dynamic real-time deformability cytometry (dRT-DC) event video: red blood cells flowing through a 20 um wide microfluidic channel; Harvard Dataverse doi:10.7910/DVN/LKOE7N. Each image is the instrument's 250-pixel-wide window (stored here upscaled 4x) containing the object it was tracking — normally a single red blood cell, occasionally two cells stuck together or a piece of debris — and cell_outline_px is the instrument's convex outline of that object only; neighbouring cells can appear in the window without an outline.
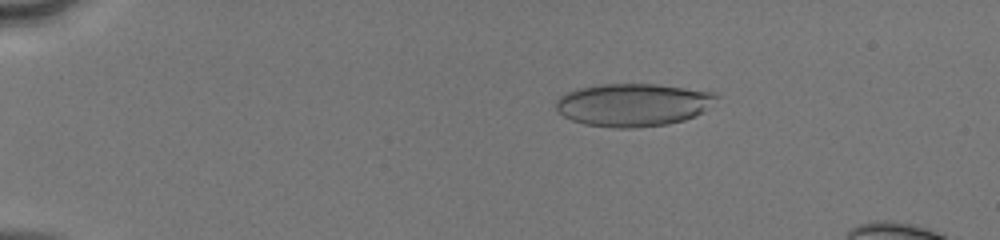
{"species": "human", "species_latin": "Homo sapiens", "temperature_condition": "cold", "stored_images_in_passage": 52, "camera_frame_rate_fps": 3000, "um_per_image_px": 0.085, "donor": {"sex": "male"}, "frame": {"image": 1, "passage_image": 11, "time_ms": 3.333, "image_size_px": [1000, 240], "cell_outline_px": [[720, 96], [704, 112], [696, 116], [684, 120], [668, 124], [632, 128], [612, 128], [584, 124], [572, 120], [564, 116], [556, 108], [556, 100], [560, 96], [568, 92], [580, 88], [604, 84], [656, 84], [712, 92]], "centroid_in_image_um": [53.84, 8.92], "position_along_channel_um": 31.2, "area_um2": 40.0}}
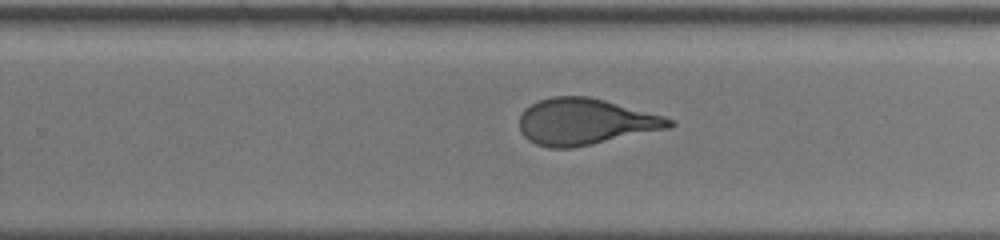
{"frame": {"image": 2, "passage_image": 35, "time_ms": 11.333, "image_size_px": [1000, 240], "cell_outline_px": [[676, 124], [672, 128], [572, 148], [548, 148], [536, 144], [528, 140], [520, 132], [520, 116], [524, 108], [540, 100], [552, 96], [588, 96], [604, 100], [664, 116], [676, 120]], "centroid_in_image_um": [49.76, 10.35], "position_along_channel_um": 280.0, "area_um2": 40.63}}
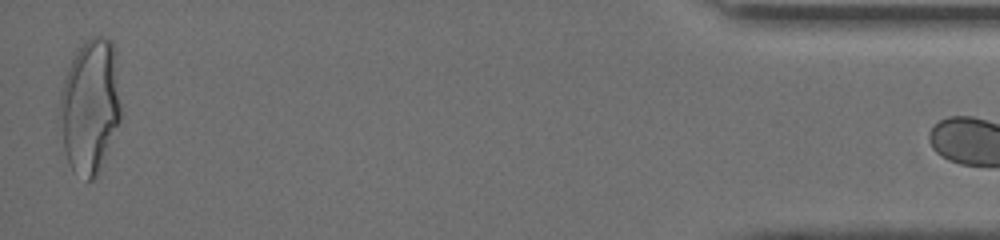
{"frame": {"image": 3, "passage_image": 51, "time_ms": 16.667, "image_size_px": [1000, 240], "cell_outline_px": [[120, 120], [100, 172], [92, 180], [88, 180], [72, 172], [68, 164], [64, 148], [60, 116], [60, 92], [68, 68], [76, 48], [84, 40], [92, 36], [104, 36], [112, 40], [116, 68], [120, 104]], "centroid_in_image_um": [7.64, 9.03], "position_along_channel_um": 427.6, "area_um2": 47.92}}